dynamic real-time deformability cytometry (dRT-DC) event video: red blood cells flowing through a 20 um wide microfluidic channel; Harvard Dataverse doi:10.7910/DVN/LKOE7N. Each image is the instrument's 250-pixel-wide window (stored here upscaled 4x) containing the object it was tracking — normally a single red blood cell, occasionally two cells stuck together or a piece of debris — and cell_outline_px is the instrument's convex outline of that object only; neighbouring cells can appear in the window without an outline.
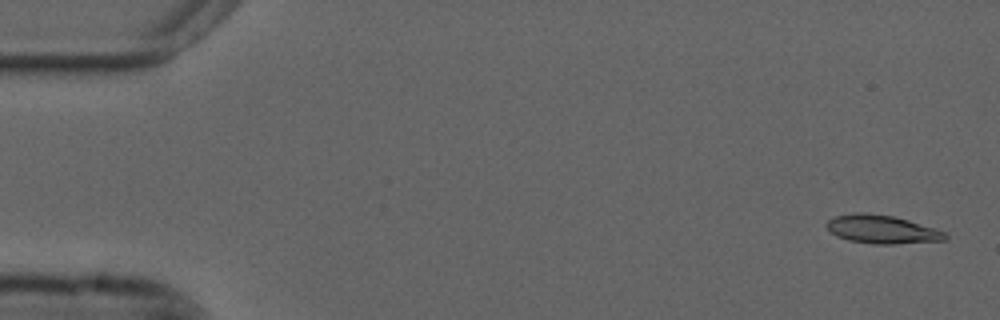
{"species": "common noctule bat (a hibernating species)", "species_latin": "Nyctalus noctula", "temperature_condition": "cold", "stored_images_in_passage": 8, "camera_frame_rate_fps": 3000, "um_per_image_px": 0.085, "animal": {"sex": "male", "forearm_length_mm": 52.5}, "frame": {"image": 1, "passage_image": 2, "time_ms": 0.333, "image_size_px": [1000, 320], "cell_outline_px": [[948, 236], [944, 240], [892, 244], [872, 244], [848, 240], [836, 236], [824, 224], [828, 220], [836, 216], [852, 212], [864, 212], [892, 216], [908, 220], [948, 232]], "centroid_in_image_um": [74.95, 19.49], "position_along_channel_um": 10.0, "area_um2": 19.65}}